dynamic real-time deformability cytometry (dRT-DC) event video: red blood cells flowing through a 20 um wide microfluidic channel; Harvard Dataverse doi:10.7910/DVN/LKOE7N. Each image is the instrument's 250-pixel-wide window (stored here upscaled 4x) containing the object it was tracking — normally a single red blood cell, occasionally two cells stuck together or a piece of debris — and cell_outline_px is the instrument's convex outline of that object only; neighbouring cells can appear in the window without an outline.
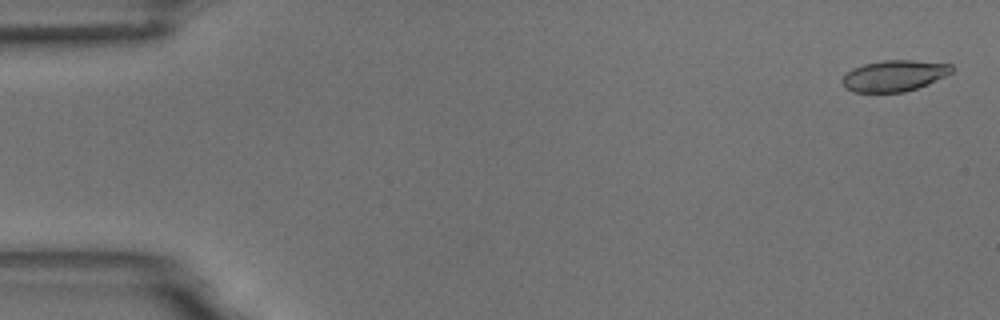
{"species": "common noctule bat (a hibernating species)", "species_latin": "Nyctalus noctula", "temperature_condition": "room temperature", "stored_images_in_passage": 55, "camera_frame_rate_fps": 3000, "um_per_image_px": 0.085, "animal": {"sex": "male", "body_mass_g": 18.8}, "frame": {"image": 1, "passage_image": 2, "time_ms": 0.333, "image_size_px": [1000, 320], "cell_outline_px": [[952, 72], [928, 84], [904, 92], [852, 92], [844, 88], [840, 80], [852, 68], [864, 64], [884, 60], [912, 60], [952, 64]], "centroid_in_image_um": [75.97, 6.44], "position_along_channel_um": 9.0, "area_um2": 19.83}}
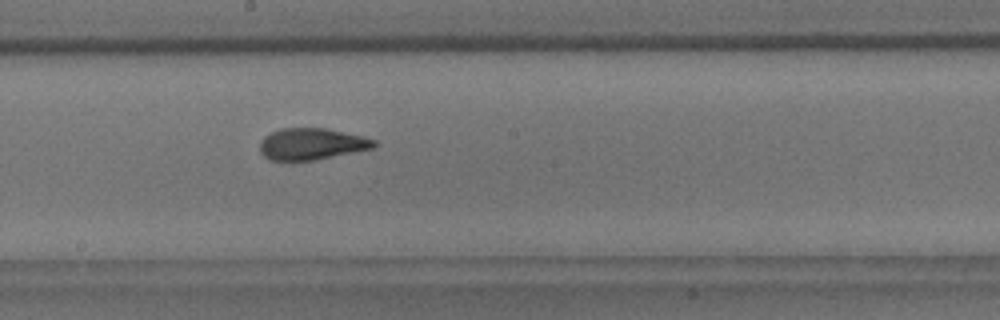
{"frame": {"image": 2, "passage_image": 30, "time_ms": 9.667, "image_size_px": [1000, 320], "cell_outline_px": [[376, 144], [372, 148], [312, 160], [268, 160], [260, 152], [260, 140], [264, 136], [280, 128], [328, 128], [364, 136], [376, 140]], "centroid_in_image_um": [26.46, 12.22], "position_along_channel_um": 221.7, "area_um2": 20.92}}
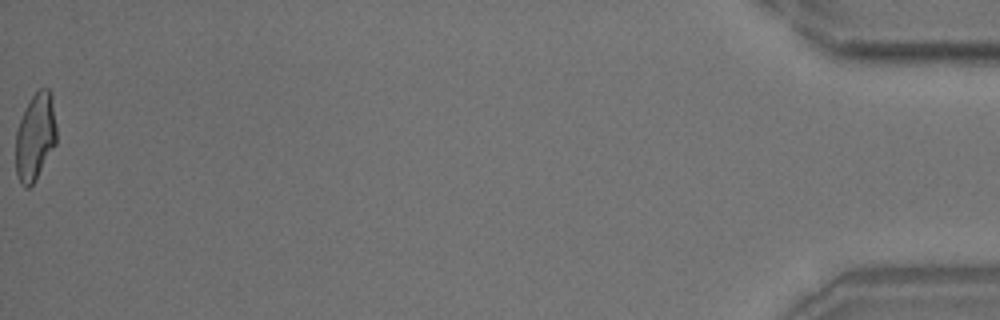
{"frame": {"image": 3, "passage_image": 55, "time_ms": 18.0, "image_size_px": [1000, 320], "cell_outline_px": [[56, 144], [36, 180], [28, 188], [24, 188], [20, 184], [16, 172], [16, 132], [24, 108], [32, 96], [40, 88], [48, 88], [52, 92], [56, 124]], "centroid_in_image_um": [3.01, 11.62], "position_along_channel_um": 432.2, "area_um2": 21.04}, "authors_computed_cell_mechanics": {"area_um2": 21.2704, "velocity_mm_per_s": 3.7173, "shape_relaxation_time_tau1_ms": 5.7675, "shape_relaxation_time_tau2_ms": 1.1004, "deformation_change_tau1": 0.1884, "deformation_change_tau2": 0.0713}}